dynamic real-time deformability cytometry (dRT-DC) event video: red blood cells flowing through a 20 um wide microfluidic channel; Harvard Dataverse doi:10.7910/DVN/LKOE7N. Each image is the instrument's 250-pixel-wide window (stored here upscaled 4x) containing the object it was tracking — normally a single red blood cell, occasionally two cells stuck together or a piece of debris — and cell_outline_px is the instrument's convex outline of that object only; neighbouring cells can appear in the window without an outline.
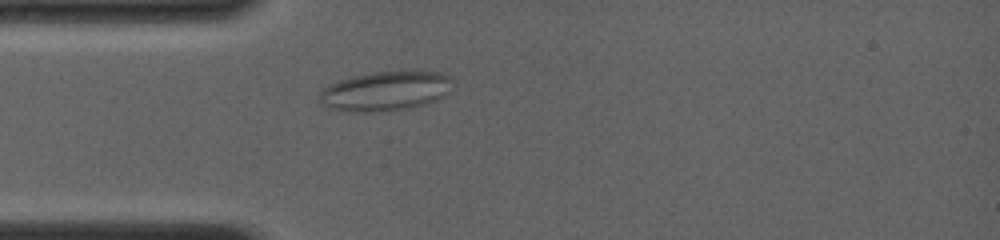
{"species": "common noctule bat (a hibernating species)", "species_latin": "Nyctalus noctula", "temperature_condition": "room temperature", "stored_images_in_passage": 59, "camera_frame_rate_fps": 4000, "um_per_image_px": 0.085, "animal": {"sex": "female", "body_mass_g": 19.0, "forearm_length_mm": 56.7}, "frame": {"image": 1, "passage_image": 9, "time_ms": 3.0, "image_size_px": [1000, 240], "cell_outline_px": [[452, 80], [448, 92], [444, 96], [436, 100], [412, 108], [388, 112], [340, 112], [328, 108], [316, 100], [316, 96], [320, 88], [328, 84], [352, 76], [372, 72], [444, 72], [452, 76]], "centroid_in_image_um": [32.67, 7.77], "position_along_channel_um": 52.3, "area_um2": 31.44}}
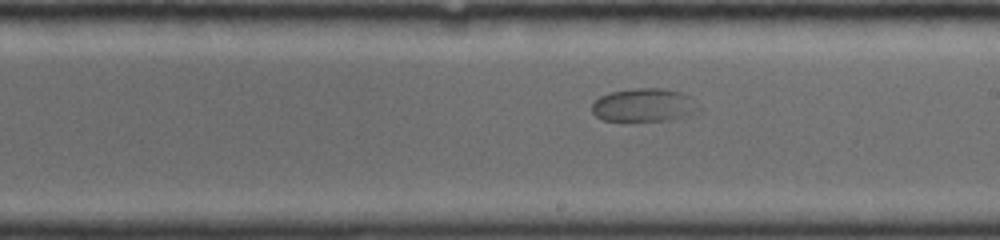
{"frame": {"image": 2, "passage_image": 36, "time_ms": 7.75, "image_size_px": [1000, 240], "cell_outline_px": [[704, 108], [700, 112], [668, 120], [628, 124], [604, 120], [596, 116], [592, 112], [592, 104], [600, 96], [608, 92], [636, 88], [664, 88], [680, 92], [688, 96]], "centroid_in_image_um": [54.74, 8.98], "position_along_channel_um": 234.3, "area_um2": 21.68}}
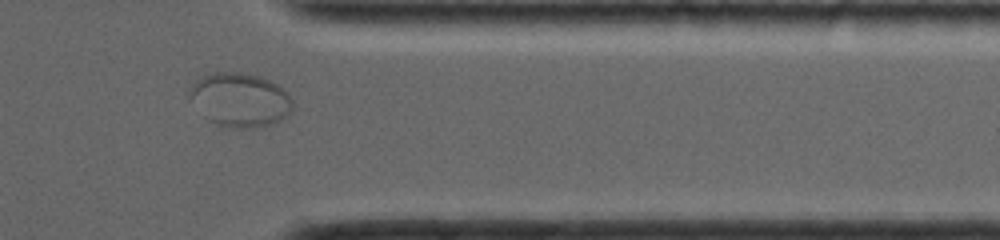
{"frame": {"image": 3, "passage_image": 54, "time_ms": 11.75, "image_size_px": [1000, 240], "cell_outline_px": [[292, 108], [288, 116], [280, 120], [268, 124], [252, 128], [220, 128], [208, 120], [204, 116], [188, 92], [192, 84], [200, 76], [212, 72], [244, 72], [260, 76], [276, 84], [288, 92], [292, 100]], "centroid_in_image_um": [20.4, 8.48], "position_along_channel_um": 391.0, "area_um2": 32.54}}